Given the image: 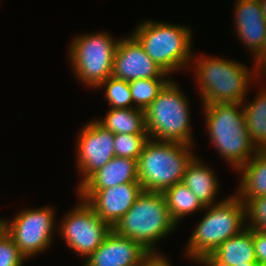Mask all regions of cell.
I'll list each match as a JSON object with an SVG mask.
<instances>
[{"instance_id": "obj_11", "label": "cell", "mask_w": 266, "mask_h": 266, "mask_svg": "<svg viewBox=\"0 0 266 266\" xmlns=\"http://www.w3.org/2000/svg\"><path fill=\"white\" fill-rule=\"evenodd\" d=\"M77 168L81 175L77 189L114 156L115 134L106 130L96 120L87 122L77 137Z\"/></svg>"}, {"instance_id": "obj_18", "label": "cell", "mask_w": 266, "mask_h": 266, "mask_svg": "<svg viewBox=\"0 0 266 266\" xmlns=\"http://www.w3.org/2000/svg\"><path fill=\"white\" fill-rule=\"evenodd\" d=\"M212 167L205 164L203 160L195 156L187 165L183 175L182 183H184L198 198L204 207H208L221 202L216 201L219 191V180L214 175ZM215 199V200H214Z\"/></svg>"}, {"instance_id": "obj_17", "label": "cell", "mask_w": 266, "mask_h": 266, "mask_svg": "<svg viewBox=\"0 0 266 266\" xmlns=\"http://www.w3.org/2000/svg\"><path fill=\"white\" fill-rule=\"evenodd\" d=\"M137 160L114 156L77 190H102L124 183H139Z\"/></svg>"}, {"instance_id": "obj_10", "label": "cell", "mask_w": 266, "mask_h": 266, "mask_svg": "<svg viewBox=\"0 0 266 266\" xmlns=\"http://www.w3.org/2000/svg\"><path fill=\"white\" fill-rule=\"evenodd\" d=\"M59 222L58 232L67 246L80 257L88 258L112 231L81 198Z\"/></svg>"}, {"instance_id": "obj_29", "label": "cell", "mask_w": 266, "mask_h": 266, "mask_svg": "<svg viewBox=\"0 0 266 266\" xmlns=\"http://www.w3.org/2000/svg\"><path fill=\"white\" fill-rule=\"evenodd\" d=\"M141 266H171L168 258L163 254H151Z\"/></svg>"}, {"instance_id": "obj_28", "label": "cell", "mask_w": 266, "mask_h": 266, "mask_svg": "<svg viewBox=\"0 0 266 266\" xmlns=\"http://www.w3.org/2000/svg\"><path fill=\"white\" fill-rule=\"evenodd\" d=\"M255 256L260 266H266V232L253 229Z\"/></svg>"}, {"instance_id": "obj_12", "label": "cell", "mask_w": 266, "mask_h": 266, "mask_svg": "<svg viewBox=\"0 0 266 266\" xmlns=\"http://www.w3.org/2000/svg\"><path fill=\"white\" fill-rule=\"evenodd\" d=\"M143 188L140 183H124L102 190H77L99 218L114 226L134 205Z\"/></svg>"}, {"instance_id": "obj_27", "label": "cell", "mask_w": 266, "mask_h": 266, "mask_svg": "<svg viewBox=\"0 0 266 266\" xmlns=\"http://www.w3.org/2000/svg\"><path fill=\"white\" fill-rule=\"evenodd\" d=\"M24 260H27L26 257L4 231L0 235V266H22Z\"/></svg>"}, {"instance_id": "obj_5", "label": "cell", "mask_w": 266, "mask_h": 266, "mask_svg": "<svg viewBox=\"0 0 266 266\" xmlns=\"http://www.w3.org/2000/svg\"><path fill=\"white\" fill-rule=\"evenodd\" d=\"M131 34L167 74L189 68L193 59L191 27L145 20ZM187 66V67H186Z\"/></svg>"}, {"instance_id": "obj_9", "label": "cell", "mask_w": 266, "mask_h": 266, "mask_svg": "<svg viewBox=\"0 0 266 266\" xmlns=\"http://www.w3.org/2000/svg\"><path fill=\"white\" fill-rule=\"evenodd\" d=\"M55 210L53 207L26 208L12 221L5 218V231L26 259L47 250L54 239Z\"/></svg>"}, {"instance_id": "obj_33", "label": "cell", "mask_w": 266, "mask_h": 266, "mask_svg": "<svg viewBox=\"0 0 266 266\" xmlns=\"http://www.w3.org/2000/svg\"><path fill=\"white\" fill-rule=\"evenodd\" d=\"M237 266H260V264L258 262H248Z\"/></svg>"}, {"instance_id": "obj_16", "label": "cell", "mask_w": 266, "mask_h": 266, "mask_svg": "<svg viewBox=\"0 0 266 266\" xmlns=\"http://www.w3.org/2000/svg\"><path fill=\"white\" fill-rule=\"evenodd\" d=\"M257 262L253 244V229L245 228L240 234L224 241L201 264L202 266H237Z\"/></svg>"}, {"instance_id": "obj_7", "label": "cell", "mask_w": 266, "mask_h": 266, "mask_svg": "<svg viewBox=\"0 0 266 266\" xmlns=\"http://www.w3.org/2000/svg\"><path fill=\"white\" fill-rule=\"evenodd\" d=\"M171 79L144 110L149 138L194 145L188 98Z\"/></svg>"}, {"instance_id": "obj_22", "label": "cell", "mask_w": 266, "mask_h": 266, "mask_svg": "<svg viewBox=\"0 0 266 266\" xmlns=\"http://www.w3.org/2000/svg\"><path fill=\"white\" fill-rule=\"evenodd\" d=\"M163 195L170 215L177 225L183 220V217L203 211L205 208L197 196L182 182L165 190Z\"/></svg>"}, {"instance_id": "obj_1", "label": "cell", "mask_w": 266, "mask_h": 266, "mask_svg": "<svg viewBox=\"0 0 266 266\" xmlns=\"http://www.w3.org/2000/svg\"><path fill=\"white\" fill-rule=\"evenodd\" d=\"M191 66L195 69L202 105L242 103L248 97L252 81L256 78L261 81V76L264 81L266 77L255 64L251 70L238 61L213 56L194 55Z\"/></svg>"}, {"instance_id": "obj_23", "label": "cell", "mask_w": 266, "mask_h": 266, "mask_svg": "<svg viewBox=\"0 0 266 266\" xmlns=\"http://www.w3.org/2000/svg\"><path fill=\"white\" fill-rule=\"evenodd\" d=\"M171 80L169 78H145L129 82L133 108L145 110Z\"/></svg>"}, {"instance_id": "obj_14", "label": "cell", "mask_w": 266, "mask_h": 266, "mask_svg": "<svg viewBox=\"0 0 266 266\" xmlns=\"http://www.w3.org/2000/svg\"><path fill=\"white\" fill-rule=\"evenodd\" d=\"M150 255L138 242L112 230L83 266H141Z\"/></svg>"}, {"instance_id": "obj_32", "label": "cell", "mask_w": 266, "mask_h": 266, "mask_svg": "<svg viewBox=\"0 0 266 266\" xmlns=\"http://www.w3.org/2000/svg\"><path fill=\"white\" fill-rule=\"evenodd\" d=\"M5 231V219H0V235Z\"/></svg>"}, {"instance_id": "obj_26", "label": "cell", "mask_w": 266, "mask_h": 266, "mask_svg": "<svg viewBox=\"0 0 266 266\" xmlns=\"http://www.w3.org/2000/svg\"><path fill=\"white\" fill-rule=\"evenodd\" d=\"M240 200L244 203L245 218L248 219L246 228L266 232V196Z\"/></svg>"}, {"instance_id": "obj_8", "label": "cell", "mask_w": 266, "mask_h": 266, "mask_svg": "<svg viewBox=\"0 0 266 266\" xmlns=\"http://www.w3.org/2000/svg\"><path fill=\"white\" fill-rule=\"evenodd\" d=\"M119 39L105 32L76 35L68 48L73 74L84 86L96 88L112 76Z\"/></svg>"}, {"instance_id": "obj_6", "label": "cell", "mask_w": 266, "mask_h": 266, "mask_svg": "<svg viewBox=\"0 0 266 266\" xmlns=\"http://www.w3.org/2000/svg\"><path fill=\"white\" fill-rule=\"evenodd\" d=\"M193 145L149 139L137 161V180L144 191L163 193L182 182L187 165L196 156Z\"/></svg>"}, {"instance_id": "obj_13", "label": "cell", "mask_w": 266, "mask_h": 266, "mask_svg": "<svg viewBox=\"0 0 266 266\" xmlns=\"http://www.w3.org/2000/svg\"><path fill=\"white\" fill-rule=\"evenodd\" d=\"M168 75L146 54L132 34L119 39L113 59L114 78L130 82L145 78H168Z\"/></svg>"}, {"instance_id": "obj_30", "label": "cell", "mask_w": 266, "mask_h": 266, "mask_svg": "<svg viewBox=\"0 0 266 266\" xmlns=\"http://www.w3.org/2000/svg\"><path fill=\"white\" fill-rule=\"evenodd\" d=\"M255 59V66L266 75V38L263 49L253 57Z\"/></svg>"}, {"instance_id": "obj_2", "label": "cell", "mask_w": 266, "mask_h": 266, "mask_svg": "<svg viewBox=\"0 0 266 266\" xmlns=\"http://www.w3.org/2000/svg\"><path fill=\"white\" fill-rule=\"evenodd\" d=\"M202 107L210 141L226 163L237 171L258 152L246 128L242 104L219 103Z\"/></svg>"}, {"instance_id": "obj_4", "label": "cell", "mask_w": 266, "mask_h": 266, "mask_svg": "<svg viewBox=\"0 0 266 266\" xmlns=\"http://www.w3.org/2000/svg\"><path fill=\"white\" fill-rule=\"evenodd\" d=\"M176 226L179 225L172 219L163 193L143 190L112 230L138 242L151 254H158L157 242L171 234Z\"/></svg>"}, {"instance_id": "obj_25", "label": "cell", "mask_w": 266, "mask_h": 266, "mask_svg": "<svg viewBox=\"0 0 266 266\" xmlns=\"http://www.w3.org/2000/svg\"><path fill=\"white\" fill-rule=\"evenodd\" d=\"M149 139L148 134H115V156L135 159L138 161L139 156Z\"/></svg>"}, {"instance_id": "obj_19", "label": "cell", "mask_w": 266, "mask_h": 266, "mask_svg": "<svg viewBox=\"0 0 266 266\" xmlns=\"http://www.w3.org/2000/svg\"><path fill=\"white\" fill-rule=\"evenodd\" d=\"M237 171L240 174L241 180L235 194L240 199L266 196V149H259Z\"/></svg>"}, {"instance_id": "obj_21", "label": "cell", "mask_w": 266, "mask_h": 266, "mask_svg": "<svg viewBox=\"0 0 266 266\" xmlns=\"http://www.w3.org/2000/svg\"><path fill=\"white\" fill-rule=\"evenodd\" d=\"M95 120L114 134H148L145 113L137 108H109L105 117Z\"/></svg>"}, {"instance_id": "obj_24", "label": "cell", "mask_w": 266, "mask_h": 266, "mask_svg": "<svg viewBox=\"0 0 266 266\" xmlns=\"http://www.w3.org/2000/svg\"><path fill=\"white\" fill-rule=\"evenodd\" d=\"M99 88L105 89L106 101L107 104L111 106L110 108H133L129 82L111 76L101 83L96 89Z\"/></svg>"}, {"instance_id": "obj_20", "label": "cell", "mask_w": 266, "mask_h": 266, "mask_svg": "<svg viewBox=\"0 0 266 266\" xmlns=\"http://www.w3.org/2000/svg\"><path fill=\"white\" fill-rule=\"evenodd\" d=\"M258 95L246 104L245 99L241 104L244 113L246 128L251 142L259 149H266V88L263 86Z\"/></svg>"}, {"instance_id": "obj_3", "label": "cell", "mask_w": 266, "mask_h": 266, "mask_svg": "<svg viewBox=\"0 0 266 266\" xmlns=\"http://www.w3.org/2000/svg\"><path fill=\"white\" fill-rule=\"evenodd\" d=\"M207 212L196 225L185 247V255L201 263L224 241L246 228L245 206L234 194L221 202L205 207Z\"/></svg>"}, {"instance_id": "obj_15", "label": "cell", "mask_w": 266, "mask_h": 266, "mask_svg": "<svg viewBox=\"0 0 266 266\" xmlns=\"http://www.w3.org/2000/svg\"><path fill=\"white\" fill-rule=\"evenodd\" d=\"M233 21L235 33L254 57L263 49L266 20L259 0H236Z\"/></svg>"}, {"instance_id": "obj_31", "label": "cell", "mask_w": 266, "mask_h": 266, "mask_svg": "<svg viewBox=\"0 0 266 266\" xmlns=\"http://www.w3.org/2000/svg\"><path fill=\"white\" fill-rule=\"evenodd\" d=\"M264 18L266 20V0H259Z\"/></svg>"}]
</instances>
